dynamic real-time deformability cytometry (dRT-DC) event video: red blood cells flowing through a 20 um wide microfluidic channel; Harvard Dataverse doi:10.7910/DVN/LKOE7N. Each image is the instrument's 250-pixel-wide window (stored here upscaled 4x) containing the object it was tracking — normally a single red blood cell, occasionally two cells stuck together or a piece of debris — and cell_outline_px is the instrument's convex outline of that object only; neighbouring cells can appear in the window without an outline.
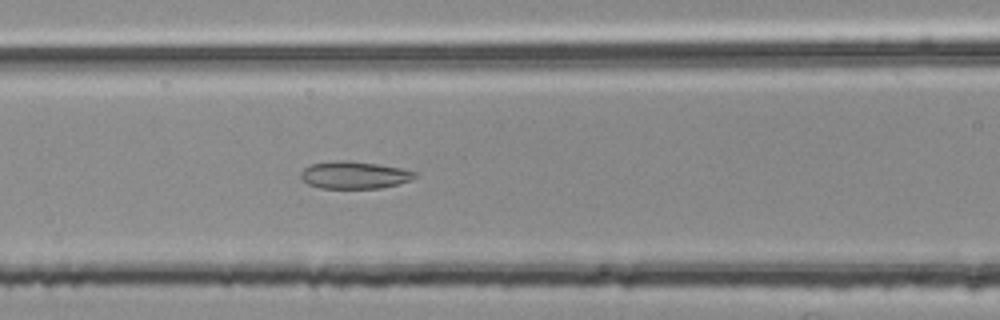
{"species": "common noctule bat (a hibernating species)", "species_latin": "Nyctalus noctula", "temperature_condition": "room temperature", "stored_images_in_passage": 42, "camera_frame_rate_fps": 3000, "um_per_image_px": 0.085, "animal": {"sex": "female", "body_mass_g": 25.1}, "frame": {"image": 1, "passage_image": 11, "time_ms": 3.333, "image_size_px": [1000, 320], "cell_outline_px": [[416, 176], [412, 180], [380, 188], [320, 188], [308, 184], [300, 180], [300, 172], [304, 168], [312, 164], [336, 160], [348, 160], [376, 164], [400, 168], [416, 172]], "centroid_in_image_um": [30.07, 14.88], "position_along_channel_um": 136.5, "area_um2": 18.15}}
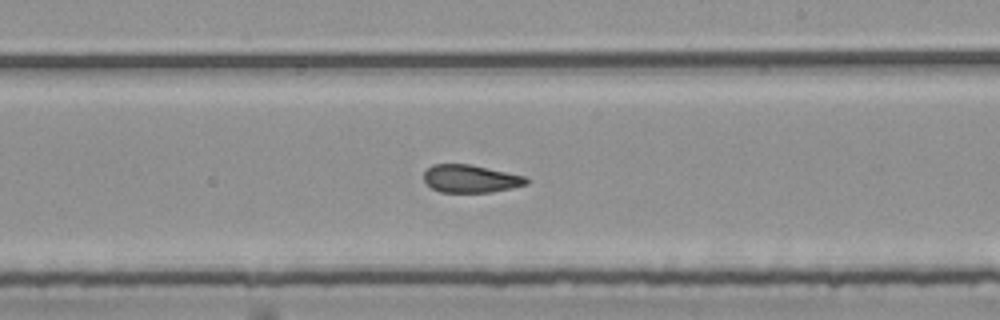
{"frame": {"image": 2, "passage_image": 20, "time_ms": 6.333, "image_size_px": [1000, 320], "cell_outline_px": [[532, 180], [528, 184], [512, 188], [492, 192], [440, 192], [432, 188], [424, 180], [424, 172], [432, 164], [472, 164], [528, 176]], "centroid_in_image_um": [40.08, 15.18], "position_along_channel_um": 248.9, "area_um2": 16.94}}
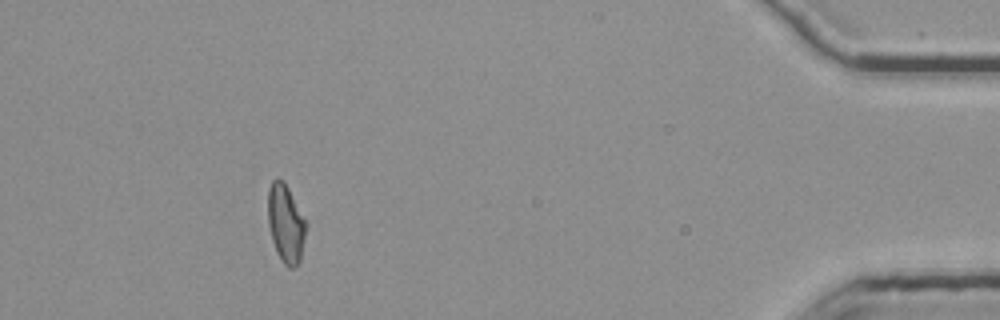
{"frame": {"image": 3, "passage_image": 38, "time_ms": 12.333, "image_size_px": [1000, 320], "cell_outline_px": [[308, 224], [300, 260], [296, 268], [288, 268], [284, 264], [276, 252], [272, 240], [268, 224], [268, 188], [272, 180], [284, 180]], "centroid_in_image_um": [24.3, 19.02], "position_along_channel_um": 410.9, "area_um2": 17.57}, "authors_computed_cell_mechanics": {"area_um2": 17.5134, "velocity_mm_per_s": 3.7631, "shape_relaxation_time_tau1_ms": null, "shape_relaxation_time_tau2_ms": 3.8416, "deformation_change_tau1": null, "deformation_change_tau2": 0.1108}}